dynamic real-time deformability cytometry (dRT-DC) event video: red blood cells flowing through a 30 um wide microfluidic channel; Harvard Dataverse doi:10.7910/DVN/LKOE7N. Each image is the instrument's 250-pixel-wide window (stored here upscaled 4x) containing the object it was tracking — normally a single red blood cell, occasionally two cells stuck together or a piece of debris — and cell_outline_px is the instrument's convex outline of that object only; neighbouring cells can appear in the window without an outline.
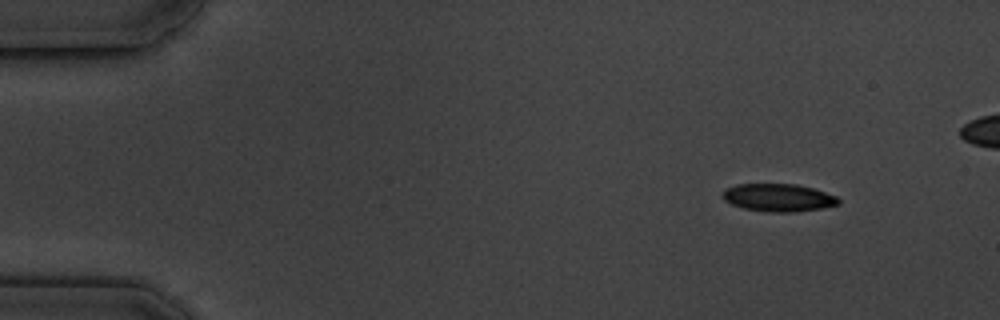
{"species": "common noctule bat (a hibernating species)", "species_latin": "Nyctalus noctula", "temperature_condition": "cold", "stored_images_in_passage": 5, "camera_frame_rate_fps": 3000, "um_per_image_px": 0.085, "animal": {"sex": "male", "body_mass_g": 19.5, "forearm_length_mm": 54.6}, "frame": {"image": 1, "passage_image": 1, "time_ms": 0.0, "image_size_px": [1000, 320], "cell_outline_px": [[840, 204], [820, 208], [792, 212], [768, 212], [744, 208], [732, 204], [724, 200], [720, 196], [720, 192], [724, 188], [736, 184], [796, 184], [812, 188], [836, 196], [840, 200]], "centroid_in_image_um": [66.09, 16.79], "position_along_channel_um": 18.9, "area_um2": 18.79}}